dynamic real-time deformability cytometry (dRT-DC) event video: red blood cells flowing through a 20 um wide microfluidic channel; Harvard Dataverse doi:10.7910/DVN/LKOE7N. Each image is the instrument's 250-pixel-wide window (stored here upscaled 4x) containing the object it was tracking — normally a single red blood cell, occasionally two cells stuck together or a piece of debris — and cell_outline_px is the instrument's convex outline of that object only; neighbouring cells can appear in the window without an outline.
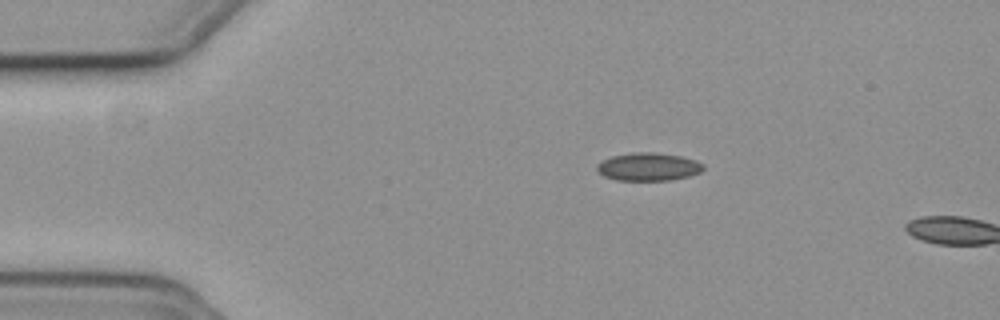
{"species": "common noctule bat (a hibernating species)", "species_latin": "Nyctalus noctula", "temperature_condition": "cold", "stored_images_in_passage": 3, "camera_frame_rate_fps": 3000, "um_per_image_px": 0.085, "animal": {"sex": "female", "body_mass_g": 19.3, "forearm_length_mm": 54.1}, "frame": {"image": 1, "passage_image": 1, "time_ms": 0.0, "image_size_px": [1000, 320], "cell_outline_px": [[704, 168], [700, 172], [688, 176], [672, 180], [616, 180], [604, 176], [596, 168], [596, 164], [612, 156], [632, 152], [656, 152], [680, 156], [696, 160], [704, 164]], "centroid_in_image_um": [55.12, 14.17], "position_along_channel_um": 29.9, "area_um2": 17.34}}